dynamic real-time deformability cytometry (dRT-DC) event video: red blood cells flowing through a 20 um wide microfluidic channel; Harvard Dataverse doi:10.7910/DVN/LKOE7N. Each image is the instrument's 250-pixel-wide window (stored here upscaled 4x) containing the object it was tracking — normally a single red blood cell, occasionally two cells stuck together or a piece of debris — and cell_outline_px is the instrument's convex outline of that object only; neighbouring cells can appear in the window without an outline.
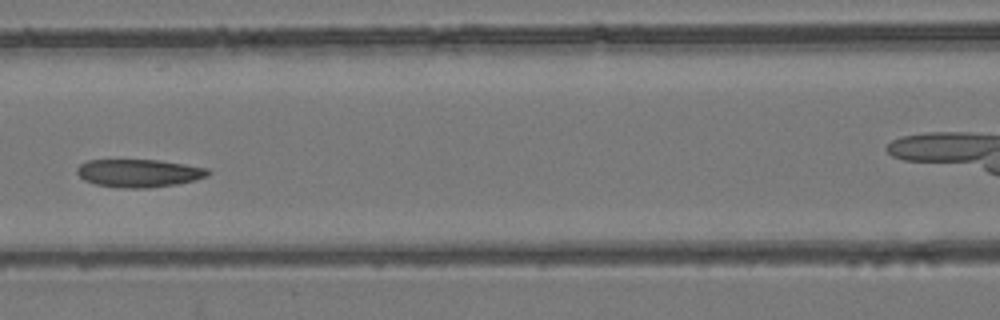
{"species": "common noctule bat (a hibernating species)", "species_latin": "Nyctalus noctula", "temperature_condition": "room temperature", "stored_images_in_passage": 4, "camera_frame_rate_fps": 3000, "um_per_image_px": 0.085, "animal": {"sex": "female", "body_mass_g": 24.6, "forearm_length_mm": 56.2}, "frame": {"image": 1, "passage_image": 3, "time_ms": 0.667, "image_size_px": [1000, 320], "cell_outline_px": [[212, 172], [208, 176], [196, 180], [176, 184], [148, 188], [124, 188], [96, 184], [84, 180], [76, 172], [76, 168], [80, 164], [88, 160], [160, 160], [208, 168]], "centroid_in_image_um": [11.83, 14.71], "position_along_channel_um": 154.8, "area_um2": 21.39}}
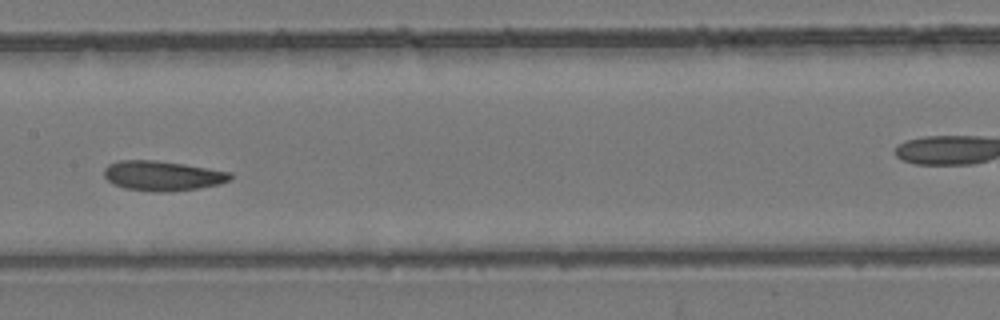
{"frame": {"image": 2, "passage_image": 4, "time_ms": 1.0, "image_size_px": [1000, 320], "cell_outline_px": [[232, 176], [228, 180], [220, 184], [200, 188], [160, 192], [156, 192], [124, 188], [112, 184], [104, 176], [104, 168], [108, 164], [120, 160], [156, 160], [184, 164], [232, 172]], "centroid_in_image_um": [13.79, 14.93], "position_along_channel_um": 193.6, "area_um2": 21.96}}